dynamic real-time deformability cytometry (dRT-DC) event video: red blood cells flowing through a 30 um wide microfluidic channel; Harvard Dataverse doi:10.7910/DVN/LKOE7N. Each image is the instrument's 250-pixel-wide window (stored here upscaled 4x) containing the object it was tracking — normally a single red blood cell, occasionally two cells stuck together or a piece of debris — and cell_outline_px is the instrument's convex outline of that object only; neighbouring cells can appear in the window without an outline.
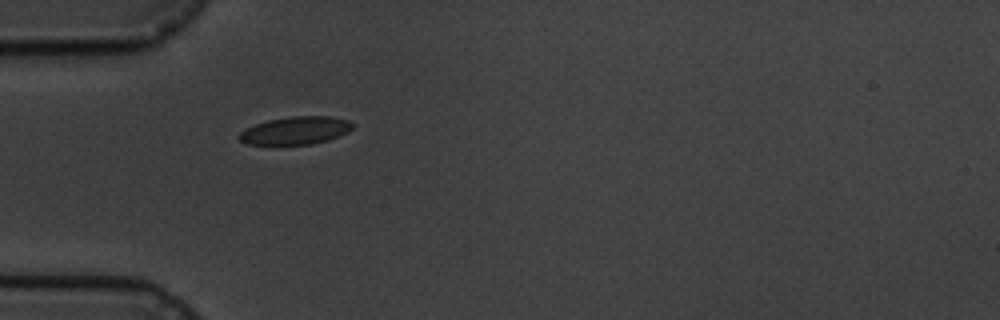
{"species": "common noctule bat (a hibernating species)", "species_latin": "Nyctalus noctula", "temperature_condition": "cold", "stored_images_in_passage": 2, "camera_frame_rate_fps": 3000, "um_per_image_px": 0.085, "animal": {"sex": "male", "body_mass_g": 19.5, "forearm_length_mm": 54.6}, "frame": {"image": 1, "passage_image": 1, "time_ms": 0.0, "image_size_px": [1000, 320], "cell_outline_px": [[356, 124], [348, 132], [328, 140], [312, 144], [248, 144], [240, 140], [236, 136], [244, 128], [268, 120], [292, 116], [328, 116], [348, 120]], "centroid_in_image_um": [25.12, 11.09], "position_along_channel_um": 59.9, "area_um2": 18.38}}
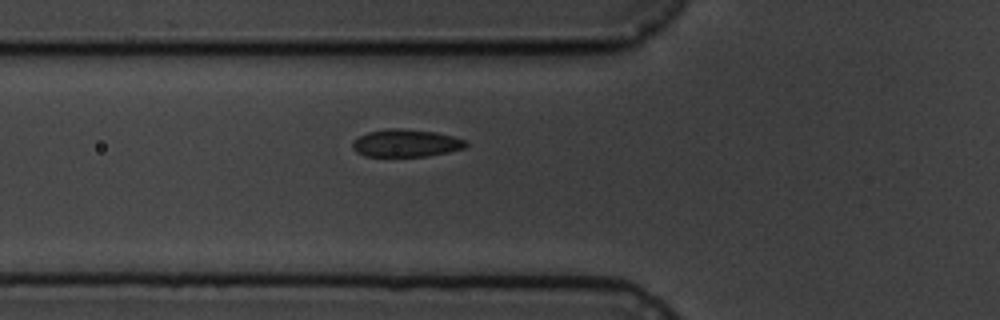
{"frame": {"image": 2, "passage_image": 2, "time_ms": 1.0, "image_size_px": [1000, 320], "cell_outline_px": [[468, 144], [464, 148], [448, 152], [428, 156], [364, 156], [356, 152], [352, 148], [352, 140], [368, 132], [388, 128], [400, 128], [436, 132], [452, 136], [464, 140]], "centroid_in_image_um": [34.47, 12.16], "position_along_channel_um": 91.3, "area_um2": 18.21}}